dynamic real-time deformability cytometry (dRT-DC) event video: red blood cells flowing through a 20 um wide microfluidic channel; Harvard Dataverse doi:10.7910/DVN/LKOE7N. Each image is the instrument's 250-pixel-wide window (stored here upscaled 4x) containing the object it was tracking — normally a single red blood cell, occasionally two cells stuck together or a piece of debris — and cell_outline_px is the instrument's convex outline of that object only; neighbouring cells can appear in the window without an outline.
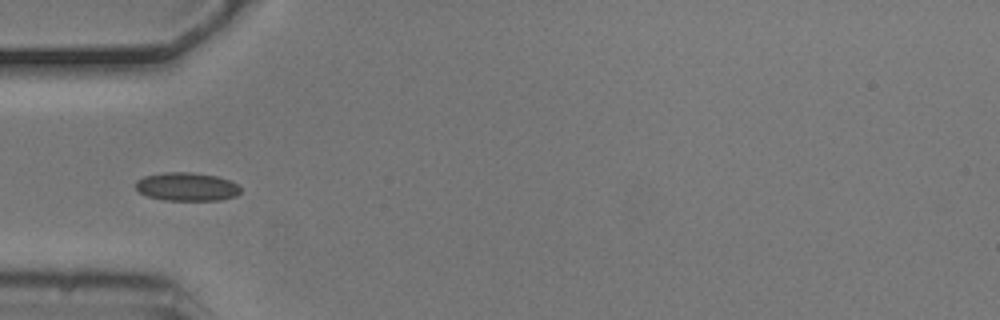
{"species": "common noctule bat (a hibernating species)", "species_latin": "Nyctalus noctula", "temperature_condition": "cold", "stored_images_in_passage": 8, "camera_frame_rate_fps": 3000, "um_per_image_px": 0.085, "animal": {"sex": "male", "body_mass_g": 20.5, "forearm_length_mm": 52.5}, "frame": {"image": 1, "passage_image": 6, "time_ms": 1.667, "image_size_px": [1000, 320], "cell_outline_px": [[240, 192], [236, 196], [220, 200], [164, 200], [148, 196], [140, 192], [136, 188], [136, 180], [144, 176], [164, 172], [192, 172], [216, 176], [228, 180], [236, 184], [240, 188]], "centroid_in_image_um": [15.86, 15.87], "position_along_channel_um": 69.1, "area_um2": 17.28}}
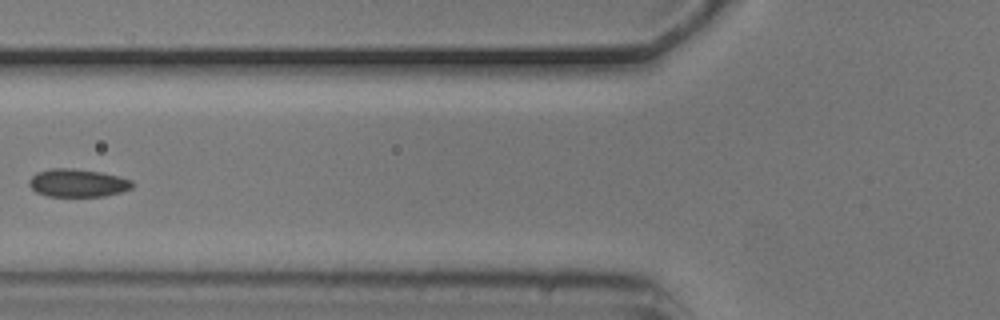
{"frame": {"image": 2, "passage_image": 7, "time_ms": 2.0, "image_size_px": [1000, 320], "cell_outline_px": [[136, 184], [132, 188], [120, 192], [104, 196], [48, 196], [36, 192], [28, 184], [28, 180], [36, 172], [52, 168], [72, 168], [100, 172], [120, 176], [132, 180]], "centroid_in_image_um": [6.62, 15.54], "position_along_channel_um": 119.2, "area_um2": 16.94}}
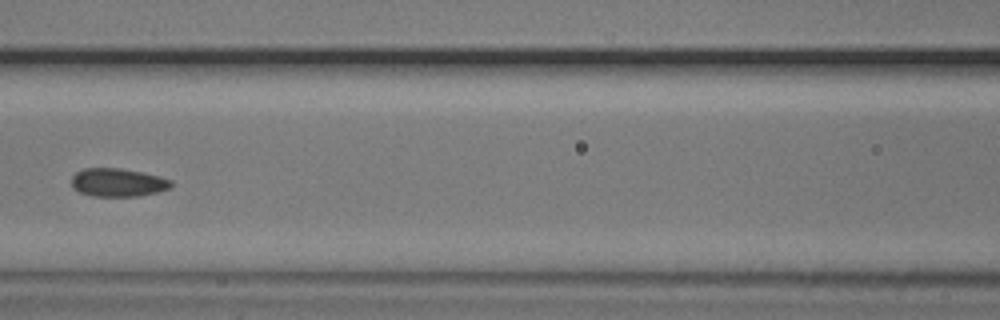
{"frame": {"image": 3, "passage_image": 8, "time_ms": 2.333, "image_size_px": [1000, 320], "cell_outline_px": [[172, 188], [140, 196], [92, 196], [80, 192], [72, 188], [72, 176], [76, 172], [84, 168], [120, 168], [160, 176], [172, 180]], "centroid_in_image_um": [10.02, 15.51], "position_along_channel_um": 156.6, "area_um2": 16.47}}